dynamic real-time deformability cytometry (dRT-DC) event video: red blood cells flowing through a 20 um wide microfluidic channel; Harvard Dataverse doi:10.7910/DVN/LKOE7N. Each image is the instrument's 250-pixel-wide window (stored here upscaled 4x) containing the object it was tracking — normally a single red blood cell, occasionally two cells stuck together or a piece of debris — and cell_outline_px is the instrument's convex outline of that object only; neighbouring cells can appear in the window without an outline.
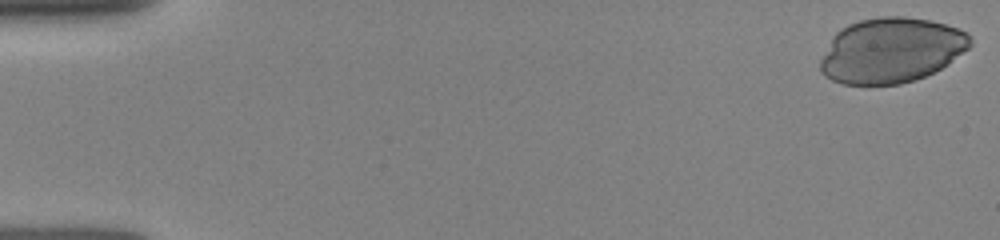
{"species": "human", "species_latin": "Homo sapiens", "temperature_condition": "room temperature", "stored_images_in_passage": 11, "camera_frame_rate_fps": 3000, "um_per_image_px": 0.085, "donor": {"sex": "female"}, "frame": {"image": 1, "passage_image": 1, "time_ms": 0.0, "image_size_px": [1000, 240], "cell_outline_px": [[972, 44], [968, 48], [940, 68], [924, 76], [900, 84], [844, 84], [832, 80], [824, 76], [820, 72], [820, 60], [832, 36], [840, 28], [848, 24], [860, 20], [880, 16], [904, 16], [928, 20], [944, 24], [968, 32], [972, 36]], "centroid_in_image_um": [75.72, 4.26], "position_along_channel_um": 9.3, "area_um2": 56.7}}